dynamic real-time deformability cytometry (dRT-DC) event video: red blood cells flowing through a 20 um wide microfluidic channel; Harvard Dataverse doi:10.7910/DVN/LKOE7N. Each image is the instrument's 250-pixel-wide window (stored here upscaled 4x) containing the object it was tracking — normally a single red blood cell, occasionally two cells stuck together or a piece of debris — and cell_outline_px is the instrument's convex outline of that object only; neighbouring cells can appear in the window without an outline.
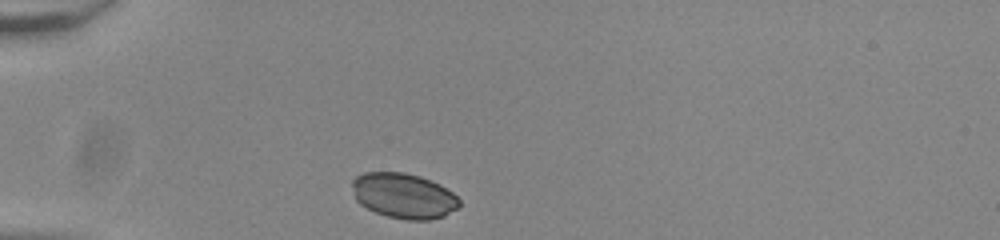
{"species": "common noctule bat (a hibernating species)", "species_latin": "Nyctalus noctula", "temperature_condition": "room temperature", "stored_images_in_passage": 31, "camera_frame_rate_fps": 3000, "um_per_image_px": 0.085, "animal": {"sex": "male", "body_mass_g": 20.0, "forearm_length_mm": 53.3}, "frame": {"image": 1, "passage_image": 1, "time_ms": 0.0, "image_size_px": [1000, 240], "cell_outline_px": [[460, 204], [456, 208], [444, 216], [428, 220], [408, 220], [388, 216], [376, 212], [360, 204], [356, 200], [352, 184], [352, 180], [356, 176], [364, 172], [404, 172], [420, 176], [440, 184], [452, 192], [460, 200]], "centroid_in_image_um": [34.31, 16.63], "position_along_channel_um": 50.7, "area_um2": 28.15}}
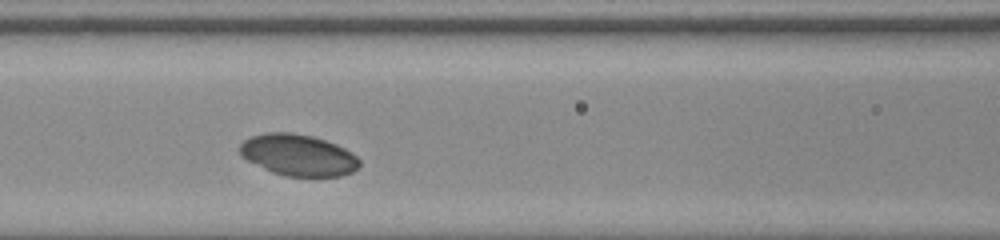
{"frame": {"image": 2, "passage_image": 10, "time_ms": 3.0, "image_size_px": [1000, 240], "cell_outline_px": [[360, 164], [352, 172], [340, 176], [284, 176], [272, 172], [240, 156], [240, 144], [244, 140], [252, 136], [268, 132], [292, 132], [312, 136], [336, 144], [344, 148], [356, 156], [360, 160]], "centroid_in_image_um": [25.34, 13.18], "position_along_channel_um": 141.3, "area_um2": 28.73}}
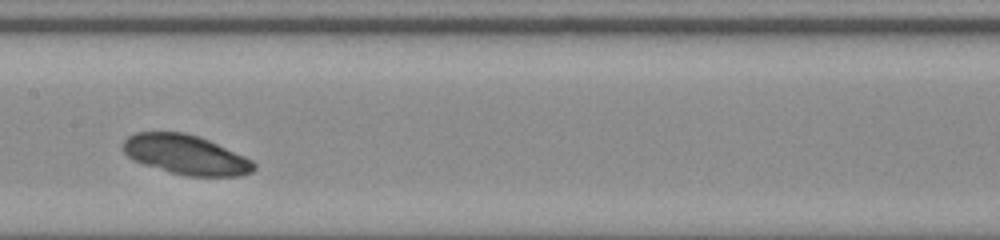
{"frame": {"image": 3, "passage_image": 14, "time_ms": 4.333, "image_size_px": [1000, 240], "cell_outline_px": [[256, 168], [252, 172], [240, 176], [188, 176], [172, 172], [144, 164], [132, 160], [124, 152], [124, 140], [128, 136], [136, 132], [184, 132], [208, 140], [244, 156], [252, 160], [256, 164]], "centroid_in_image_um": [15.8, 13.15], "position_along_channel_um": 191.6, "area_um2": 29.88}}